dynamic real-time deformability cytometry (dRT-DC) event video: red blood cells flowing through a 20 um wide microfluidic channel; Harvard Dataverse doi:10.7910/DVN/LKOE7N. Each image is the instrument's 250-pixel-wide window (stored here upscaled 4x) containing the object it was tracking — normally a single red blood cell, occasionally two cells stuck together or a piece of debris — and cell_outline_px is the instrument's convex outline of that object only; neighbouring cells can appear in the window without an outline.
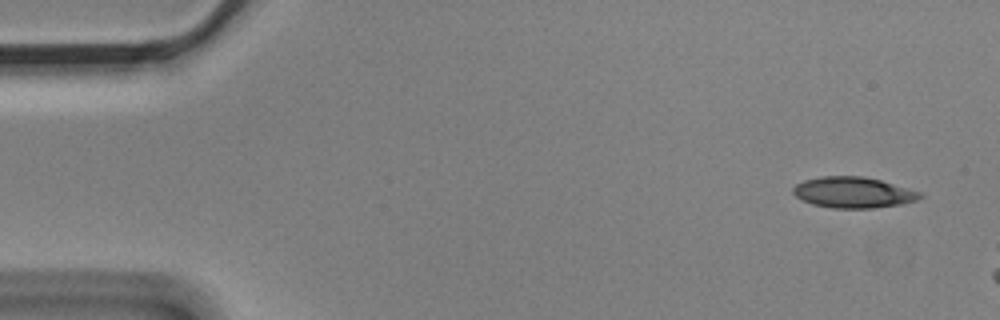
{"species": "Egyptian fruit bat (a non-hibernating species)", "species_latin": "Rousettus aegyptiacus", "temperature_condition": "cold", "stored_images_in_passage": 3, "camera_frame_rate_fps": 3000, "um_per_image_px": 0.085, "animal": {"sex": "male"}, "frame": {"image": 1, "passage_image": 1, "time_ms": 0.0, "image_size_px": [1000, 320], "cell_outline_px": [[924, 196], [920, 200], [904, 204], [872, 208], [832, 208], [812, 204], [796, 196], [792, 192], [792, 188], [796, 184], [804, 180], [820, 176], [864, 176], [880, 180], [920, 192]], "centroid_in_image_um": [72.54, 16.36], "position_along_channel_um": 12.5, "area_um2": 22.95}}